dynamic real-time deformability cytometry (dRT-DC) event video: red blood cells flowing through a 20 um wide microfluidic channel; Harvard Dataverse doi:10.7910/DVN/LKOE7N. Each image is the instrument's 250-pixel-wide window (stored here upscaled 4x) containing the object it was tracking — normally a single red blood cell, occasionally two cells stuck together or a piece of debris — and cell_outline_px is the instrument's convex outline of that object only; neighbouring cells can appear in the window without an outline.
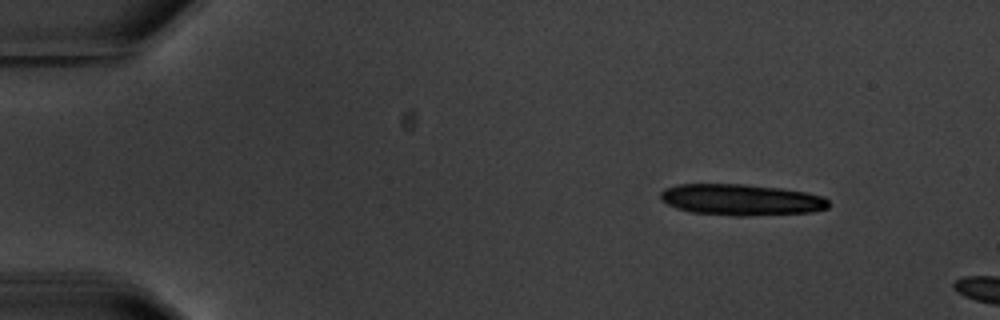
{"species": "common noctule bat (a hibernating species)", "species_latin": "Nyctalus noctula", "temperature_condition": "warm", "stored_images_in_passage": 2, "camera_frame_rate_fps": 3000, "um_per_image_px": 0.085, "animal": {"sex": "male", "body_mass_g": 20.1, "forearm_length_mm": 53.5}, "frame": {"image": 1, "passage_image": 1, "time_ms": 0.0, "image_size_px": [1000, 320], "cell_outline_px": [[828, 208], [812, 212], [748, 216], [732, 216], [692, 212], [676, 208], [660, 200], [660, 192], [664, 188], [680, 184], [744, 184], [780, 188], [804, 192], [824, 196], [828, 200]], "centroid_in_image_um": [62.98, 16.98], "position_along_channel_um": 22.0, "area_um2": 30.75}}